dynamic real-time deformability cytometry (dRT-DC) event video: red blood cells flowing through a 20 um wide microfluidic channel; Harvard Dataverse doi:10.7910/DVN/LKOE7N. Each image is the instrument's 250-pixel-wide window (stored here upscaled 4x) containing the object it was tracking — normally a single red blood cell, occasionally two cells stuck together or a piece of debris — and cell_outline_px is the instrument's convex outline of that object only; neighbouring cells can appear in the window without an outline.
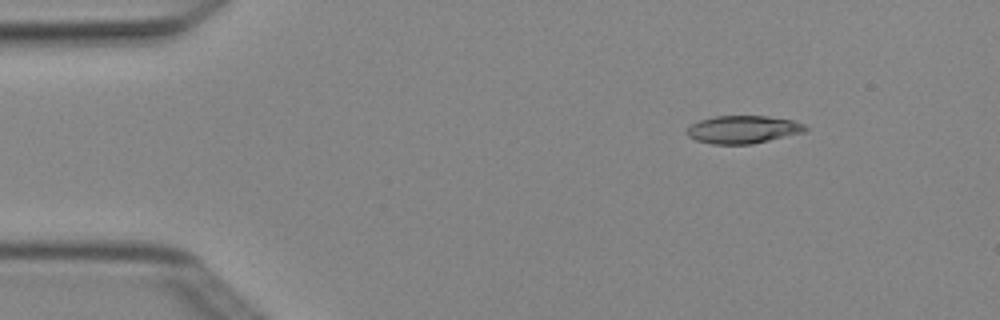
{"species": "Egyptian fruit bat (a non-hibernating species)", "species_latin": "Rousettus aegyptiacus", "temperature_condition": "cold", "stored_images_in_passage": 3, "camera_frame_rate_fps": 3000, "um_per_image_px": 0.085, "animal": {"sex": "female"}, "frame": {"image": 1, "passage_image": 2, "time_ms": 0.333, "image_size_px": [1000, 320], "cell_outline_px": [[808, 128], [804, 132], [752, 144], [712, 144], [696, 140], [688, 136], [684, 132], [692, 124], [700, 120], [712, 116], [768, 116], [792, 120], [804, 124]], "centroid_in_image_um": [63.14, 11.0], "position_along_channel_um": 21.9, "area_um2": 19.19}}